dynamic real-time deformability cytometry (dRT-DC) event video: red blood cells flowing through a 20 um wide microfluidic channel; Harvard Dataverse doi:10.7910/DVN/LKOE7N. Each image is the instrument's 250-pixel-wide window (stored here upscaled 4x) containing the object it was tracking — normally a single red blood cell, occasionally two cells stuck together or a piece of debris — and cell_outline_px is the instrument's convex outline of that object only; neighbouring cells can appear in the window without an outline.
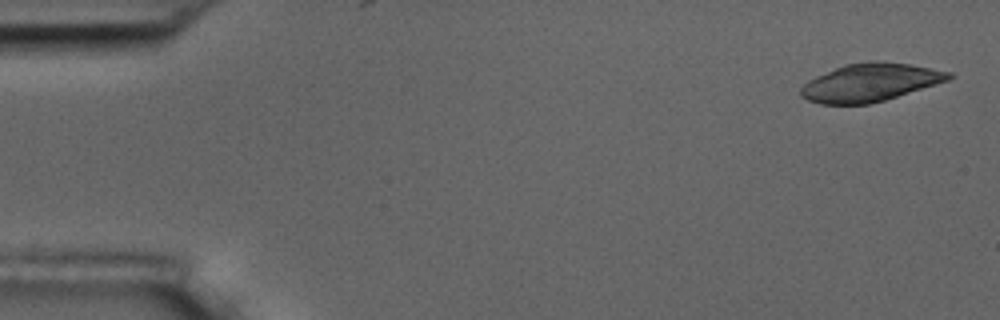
{"species": "common noctule bat (a hibernating species)", "species_latin": "Nyctalus noctula", "temperature_condition": "room temperature", "stored_images_in_passage": 5, "camera_frame_rate_fps": 3000, "um_per_image_px": 0.085, "animal": {"sex": "male", "body_mass_g": 17.5, "forearm_length_mm": 52.3}, "frame": {"image": 1, "passage_image": 1, "time_ms": 0.0, "image_size_px": [1000, 320], "cell_outline_px": [[956, 76], [948, 80], [884, 100], [868, 104], [820, 104], [808, 100], [800, 96], [800, 88], [808, 80], [816, 76], [844, 64], [868, 60], [880, 60], [908, 64], [952, 72]], "centroid_in_image_um": [73.94, 6.99], "position_along_channel_um": 11.1, "area_um2": 32.71}}